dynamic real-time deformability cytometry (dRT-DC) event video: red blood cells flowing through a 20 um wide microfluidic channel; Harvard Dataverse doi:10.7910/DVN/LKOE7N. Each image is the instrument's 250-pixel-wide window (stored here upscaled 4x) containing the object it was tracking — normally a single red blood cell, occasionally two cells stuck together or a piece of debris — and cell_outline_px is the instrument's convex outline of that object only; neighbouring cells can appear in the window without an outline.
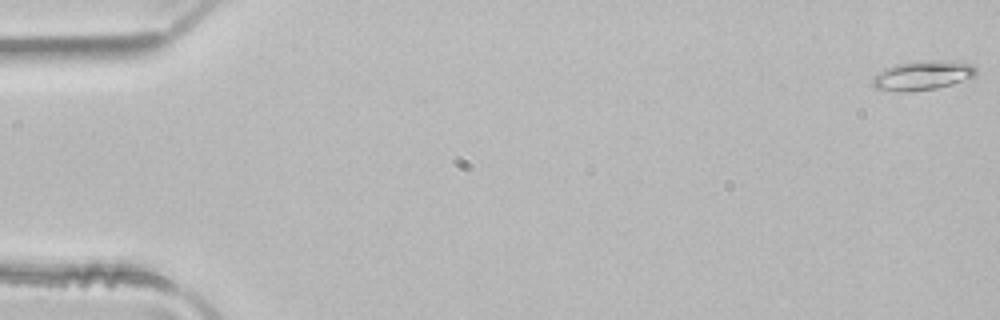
{"species": "common noctule bat (a hibernating species)", "species_latin": "Nyctalus noctula", "temperature_condition": "room temperature", "stored_images_in_passage": 14, "camera_frame_rate_fps": 3000, "um_per_image_px": 0.085, "animal": {"sex": "male", "body_mass_g": 21.5, "forearm_length_mm": 52.0}, "frame": {"image": 1, "passage_image": 1, "time_ms": 0.0, "image_size_px": [1000, 320], "cell_outline_px": [[976, 76], [936, 88], [908, 92], [904, 92], [876, 88], [872, 84], [872, 76], [876, 72], [884, 68], [896, 64], [932, 60], [972, 64], [976, 68]], "centroid_in_image_um": [78.36, 6.42], "position_along_channel_um": 6.6, "area_um2": 17.4}}